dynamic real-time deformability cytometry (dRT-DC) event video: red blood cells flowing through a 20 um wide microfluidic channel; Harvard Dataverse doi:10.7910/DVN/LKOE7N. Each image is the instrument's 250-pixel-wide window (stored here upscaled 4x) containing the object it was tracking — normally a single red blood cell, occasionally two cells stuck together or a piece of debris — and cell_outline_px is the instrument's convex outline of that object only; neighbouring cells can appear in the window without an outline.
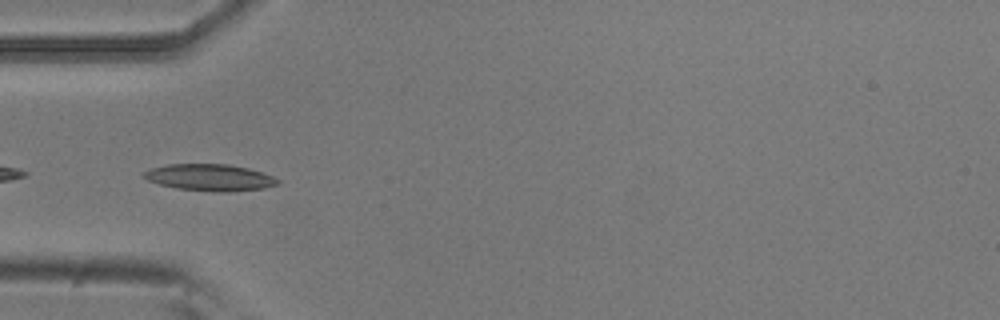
{"species": "common noctule bat (a hibernating species)", "species_latin": "Nyctalus noctula", "temperature_condition": "room temperature", "stored_images_in_passage": 52, "camera_frame_rate_fps": 3000, "um_per_image_px": 0.085, "animal": {"sex": "male", "body_mass_g": 20.5, "forearm_length_mm": 52.5}, "frame": {"image": 1, "passage_image": 17, "time_ms": 5.333, "image_size_px": [1000, 320], "cell_outline_px": [[280, 184], [264, 188], [224, 192], [220, 192], [176, 188], [160, 184], [148, 180], [140, 176], [144, 172], [152, 168], [168, 164], [228, 164], [248, 168], [272, 176], [280, 180]], "centroid_in_image_um": [17.83, 15.08], "position_along_channel_um": 67.2, "area_um2": 20.69}}
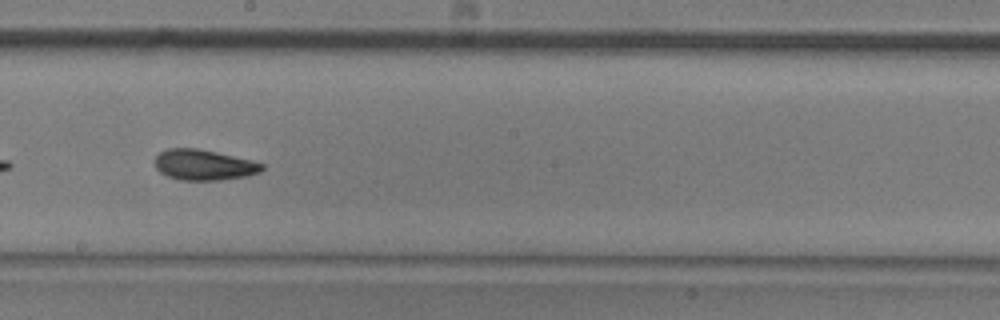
{"frame": {"image": 2, "passage_image": 30, "time_ms": 9.667, "image_size_px": [1000, 320], "cell_outline_px": [[264, 168], [260, 172], [248, 176], [220, 180], [180, 180], [168, 176], [160, 172], [156, 168], [156, 156], [160, 152], [168, 148], [196, 148], [216, 152], [252, 160], [264, 164]], "centroid_in_image_um": [17.35, 14.02], "position_along_channel_um": 230.9, "area_um2": 19.07}}
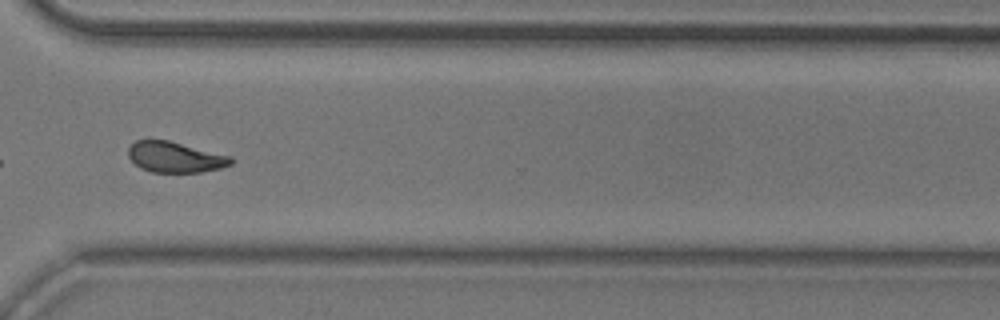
{"frame": {"image": 3, "passage_image": 40, "time_ms": 13.0, "image_size_px": [1000, 320], "cell_outline_px": [[232, 164], [220, 168], [200, 172], [152, 172], [140, 168], [128, 156], [128, 148], [136, 140], [168, 140], [232, 156]], "centroid_in_image_um": [14.89, 13.35], "position_along_channel_um": 355.7, "area_um2": 18.26}, "authors_computed_cell_mechanics": {"area_um2": 19.1029, "velocity_mm_per_s": 3.7554, "shape_relaxation_time_tau1_ms": 4.2463, "shape_relaxation_time_tau2_ms": 2.2549, "deformation_change_tau1": 0.1419, "deformation_change_tau2": 0.0841}}